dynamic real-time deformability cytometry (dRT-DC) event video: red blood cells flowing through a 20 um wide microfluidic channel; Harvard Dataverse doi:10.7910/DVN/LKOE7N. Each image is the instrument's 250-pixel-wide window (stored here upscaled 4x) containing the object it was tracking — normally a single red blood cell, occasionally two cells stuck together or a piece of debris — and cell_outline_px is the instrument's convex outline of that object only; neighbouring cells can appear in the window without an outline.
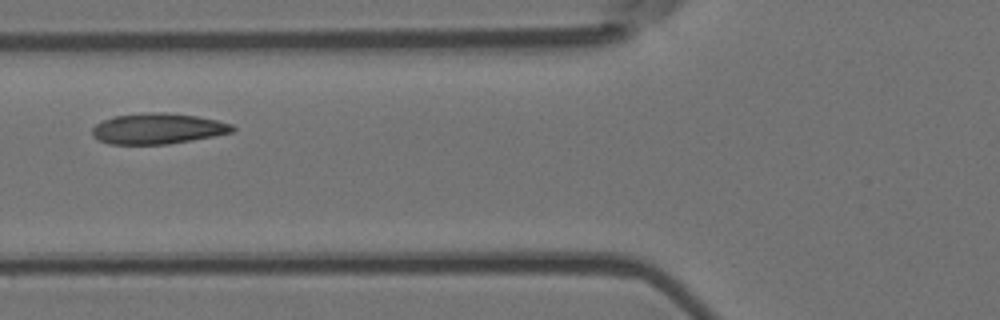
{"species": "Egyptian fruit bat (a non-hibernating species)", "species_latin": "Rousettus aegyptiacus", "temperature_condition": "room temperature", "stored_images_in_passage": 7, "camera_frame_rate_fps": 3000, "um_per_image_px": 0.085, "animal": {"sex": "female"}, "frame": {"image": 1, "passage_image": 4, "time_ms": 1.0, "image_size_px": [1000, 320], "cell_outline_px": [[236, 128], [232, 132], [192, 140], [168, 144], [108, 144], [92, 136], [92, 128], [96, 124], [112, 116], [144, 112], [160, 112], [196, 116], [216, 120], [232, 124]], "centroid_in_image_um": [13.38, 10.93], "position_along_channel_um": 112.4, "area_um2": 25.03}}
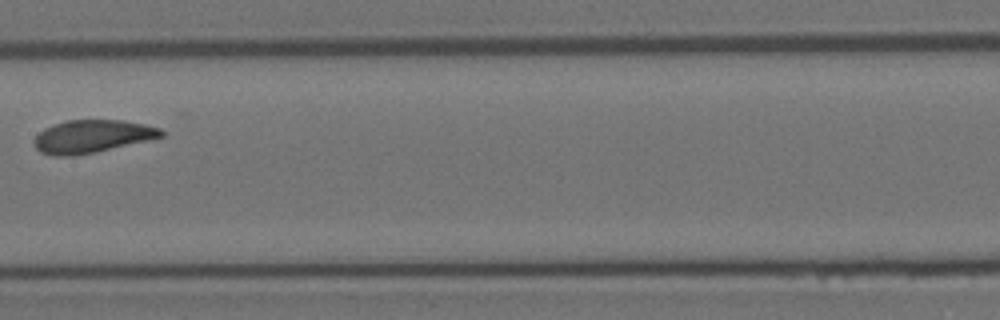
{"frame": {"image": 2, "passage_image": 6, "time_ms": 1.667, "image_size_px": [1000, 320], "cell_outline_px": [[164, 136], [96, 152], [76, 156], [56, 156], [40, 152], [36, 148], [32, 140], [44, 128], [64, 120], [124, 120], [144, 124], [160, 128], [164, 132]], "centroid_in_image_um": [7.8, 11.59], "position_along_channel_um": 199.6, "area_um2": 24.33}}
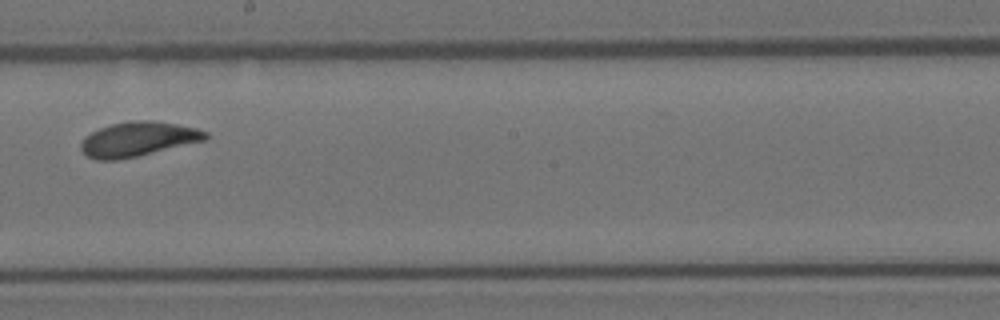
{"frame": {"image": 3, "passage_image": 7, "time_ms": 2.0, "image_size_px": [1000, 320], "cell_outline_px": [[208, 140], [136, 156], [116, 160], [96, 160], [88, 156], [80, 148], [80, 144], [84, 136], [100, 128], [112, 124], [136, 120], [152, 120], [176, 124], [196, 128], [208, 132]], "centroid_in_image_um": [11.75, 11.82], "position_along_channel_um": 236.5, "area_um2": 24.97}}